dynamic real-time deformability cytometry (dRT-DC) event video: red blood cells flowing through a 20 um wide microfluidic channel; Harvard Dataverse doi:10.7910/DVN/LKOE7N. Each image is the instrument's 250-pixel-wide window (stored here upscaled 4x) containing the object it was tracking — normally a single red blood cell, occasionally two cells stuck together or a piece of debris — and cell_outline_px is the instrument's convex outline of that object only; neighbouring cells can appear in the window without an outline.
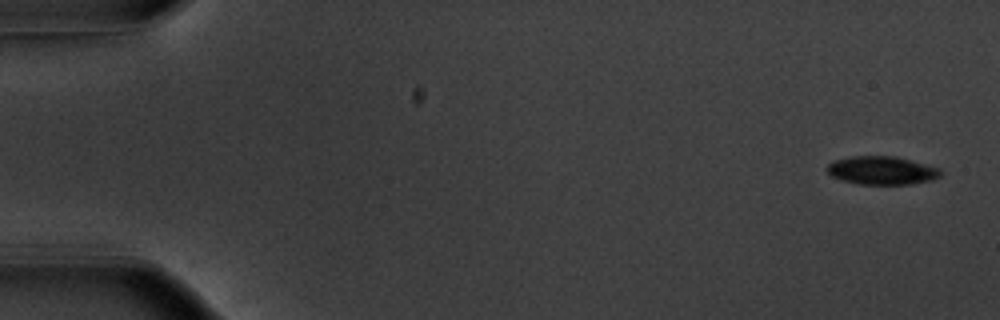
{"species": "common noctule bat (a hibernating species)", "species_latin": "Nyctalus noctula", "temperature_condition": "warm", "stored_images_in_passage": 11, "camera_frame_rate_fps": 3000, "um_per_image_px": 0.085, "animal": {"sex": "male", "body_mass_g": 20.1, "forearm_length_mm": 53.5}, "frame": {"image": 1, "passage_image": 1, "time_ms": 0.0, "image_size_px": [1000, 320], "cell_outline_px": [[944, 172], [940, 176], [932, 180], [912, 184], [860, 184], [840, 180], [832, 176], [828, 172], [828, 164], [832, 160], [852, 156], [896, 156], [940, 168]], "centroid_in_image_um": [74.97, 14.48], "position_along_channel_um": 10.0, "area_um2": 18.84}}